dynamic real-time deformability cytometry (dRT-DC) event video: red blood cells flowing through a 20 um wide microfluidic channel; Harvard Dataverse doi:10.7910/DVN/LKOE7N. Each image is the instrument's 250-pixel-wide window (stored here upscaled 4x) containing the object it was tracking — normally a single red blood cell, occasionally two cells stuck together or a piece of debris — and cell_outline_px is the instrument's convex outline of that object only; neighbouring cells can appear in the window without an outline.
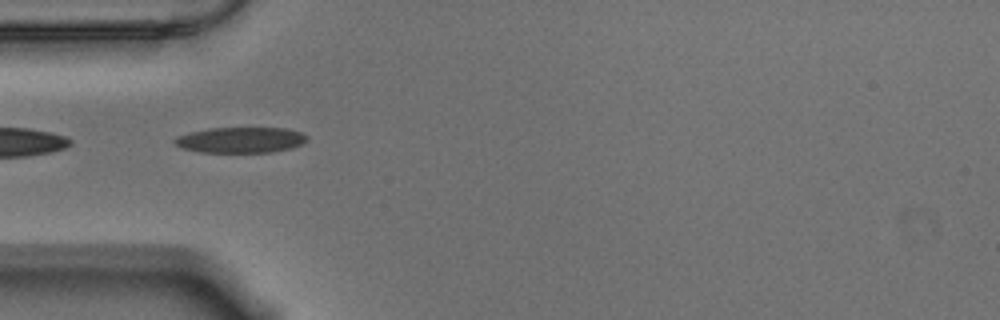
{"species": "Egyptian fruit bat (a non-hibernating species)", "species_latin": "Rousettus aegyptiacus", "temperature_condition": "warm", "stored_images_in_passage": 15, "camera_frame_rate_fps": 3000, "um_per_image_px": 0.085, "animal": {"sex": "male"}, "frame": {"image": 1, "passage_image": 1, "time_ms": 0.0, "image_size_px": [1000, 320], "cell_outline_px": [[308, 140], [292, 148], [272, 152], [200, 152], [180, 148], [172, 140], [176, 136], [208, 128], [288, 128], [300, 132], [308, 136]], "centroid_in_image_um": [20.45, 11.89], "position_along_channel_um": 64.5, "area_um2": 19.88}}
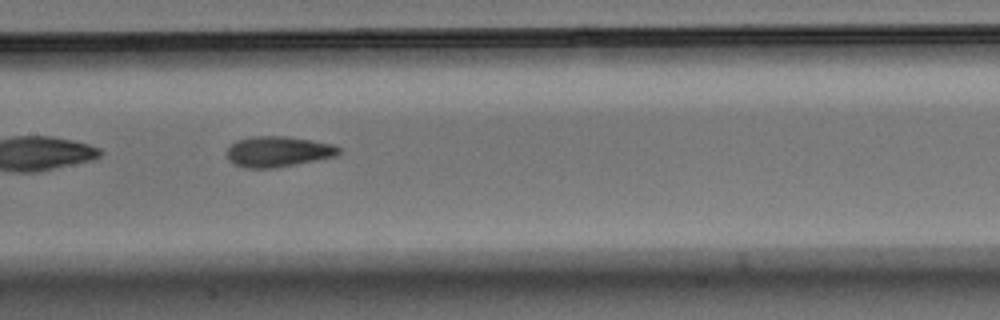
{"frame": {"image": 2, "passage_image": 11, "time_ms": 3.333, "image_size_px": [1000, 320], "cell_outline_px": [[340, 152], [336, 156], [276, 168], [244, 168], [232, 164], [224, 156], [224, 152], [236, 140], [252, 136], [288, 136], [312, 140], [332, 144], [340, 148]], "centroid_in_image_um": [23.56, 12.89], "position_along_channel_um": 183.8, "area_um2": 20.29}}